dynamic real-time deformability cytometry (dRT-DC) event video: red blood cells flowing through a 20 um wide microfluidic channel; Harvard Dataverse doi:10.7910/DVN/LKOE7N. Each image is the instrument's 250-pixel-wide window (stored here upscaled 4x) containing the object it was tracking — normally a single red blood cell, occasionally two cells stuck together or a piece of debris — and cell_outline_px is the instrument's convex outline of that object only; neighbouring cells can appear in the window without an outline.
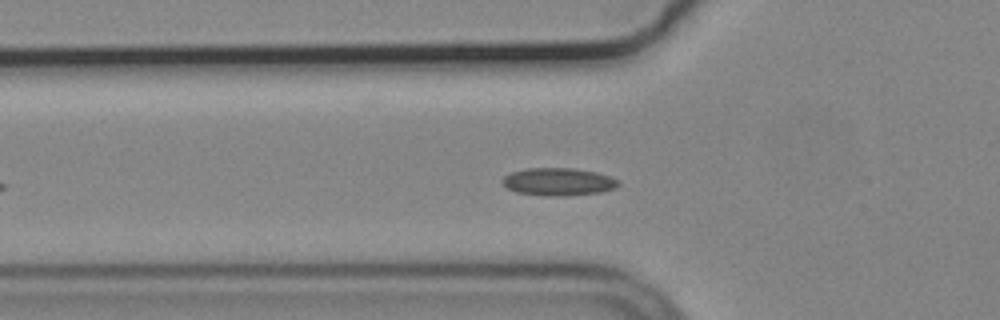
{"species": "common noctule bat (a hibernating species)", "species_latin": "Nyctalus noctula", "temperature_condition": "cold", "stored_images_in_passage": 42, "camera_frame_rate_fps": 3000, "um_per_image_px": 0.085, "animal": {"sex": "male", "body_mass_g": 19.2, "forearm_length_mm": 51.8}, "frame": {"image": 1, "passage_image": 12, "time_ms": 3.667, "image_size_px": [1000, 320], "cell_outline_px": [[620, 184], [616, 188], [600, 192], [564, 196], [544, 196], [516, 192], [508, 188], [504, 184], [504, 176], [512, 172], [528, 168], [572, 168], [596, 172], [612, 176], [620, 180]], "centroid_in_image_um": [47.52, 15.45], "position_along_channel_um": 78.3, "area_um2": 18.73}}
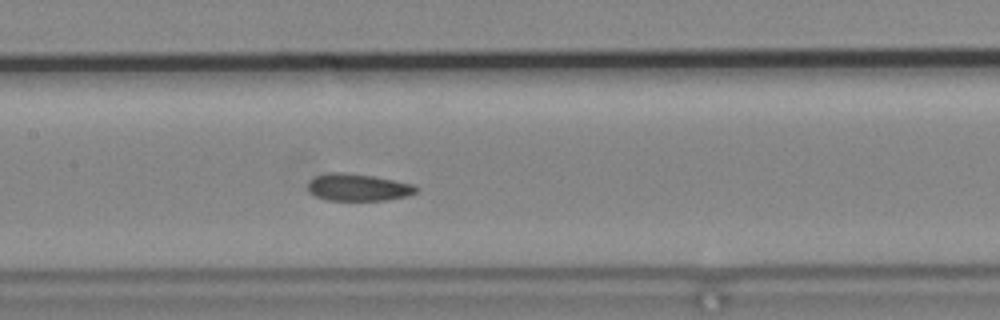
{"frame": {"image": 2, "passage_image": 20, "time_ms": 6.333, "image_size_px": [1000, 320], "cell_outline_px": [[420, 188], [416, 192], [408, 196], [388, 200], [324, 200], [308, 192], [308, 180], [316, 176], [332, 172], [340, 172], [372, 176], [412, 184]], "centroid_in_image_um": [30.42, 15.94], "position_along_channel_um": 177.0, "area_um2": 17.11}}
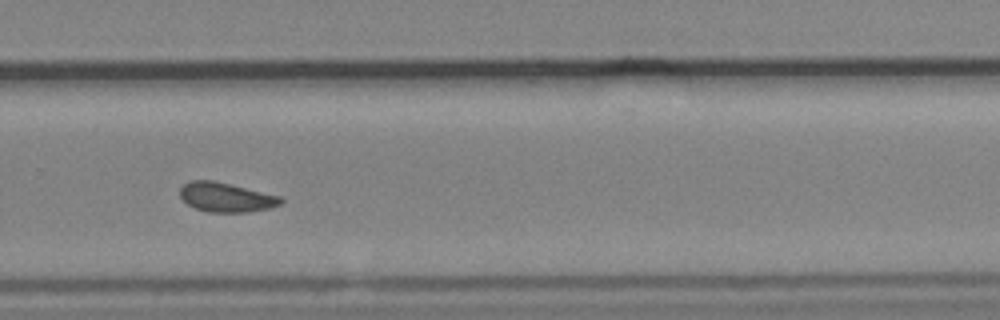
{"frame": {"image": 3, "passage_image": 31, "time_ms": 10.0, "image_size_px": [1000, 320], "cell_outline_px": [[284, 200], [280, 204], [268, 208], [248, 212], [208, 212], [196, 208], [188, 204], [180, 196], [180, 188], [184, 184], [192, 180], [212, 180], [280, 196]], "centroid_in_image_um": [19.2, 16.77], "position_along_channel_um": 310.6, "area_um2": 16.99}, "authors_computed_cell_mechanics": {"area_um2": 17.6868, "velocity_mm_per_s": 3.6629, "shape_relaxation_time_tau1_ms": null, "shape_relaxation_time_tau2_ms": 2.6154, "deformation_change_tau1": null, "deformation_change_tau2": 0.0689}}